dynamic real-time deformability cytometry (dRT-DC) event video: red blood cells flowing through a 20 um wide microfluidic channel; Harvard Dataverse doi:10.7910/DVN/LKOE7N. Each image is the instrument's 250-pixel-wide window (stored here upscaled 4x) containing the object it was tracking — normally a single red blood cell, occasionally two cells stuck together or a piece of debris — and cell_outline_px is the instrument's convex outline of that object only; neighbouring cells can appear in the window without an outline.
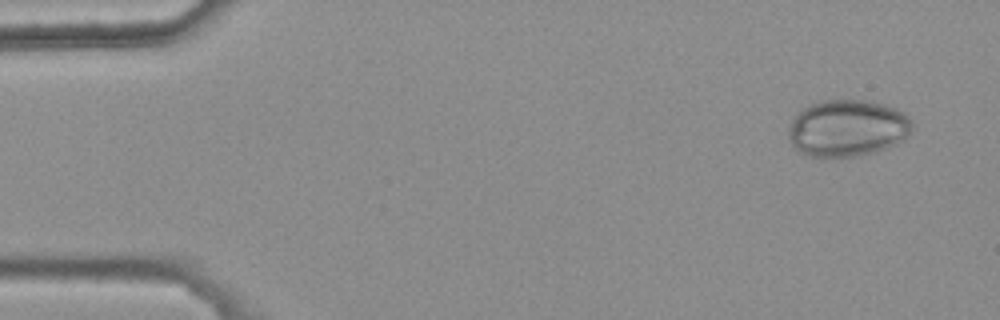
{"species": "common noctule bat (a hibernating species)", "species_latin": "Nyctalus noctula", "temperature_condition": "warm", "stored_images_in_passage": 8, "camera_frame_rate_fps": 3000, "um_per_image_px": 0.085, "animal": {"sex": "female", "body_mass_g": 25.1}, "frame": {"image": 1, "passage_image": 1, "time_ms": 0.0, "image_size_px": [1000, 320], "cell_outline_px": [[912, 128], [904, 140], [888, 148], [876, 152], [860, 156], [808, 156], [800, 152], [788, 140], [788, 128], [792, 120], [804, 108], [812, 104], [824, 100], [864, 100], [884, 104], [896, 108], [904, 112], [912, 120]], "centroid_in_image_um": [72.06, 10.9], "position_along_channel_um": 12.9, "area_um2": 41.04}}
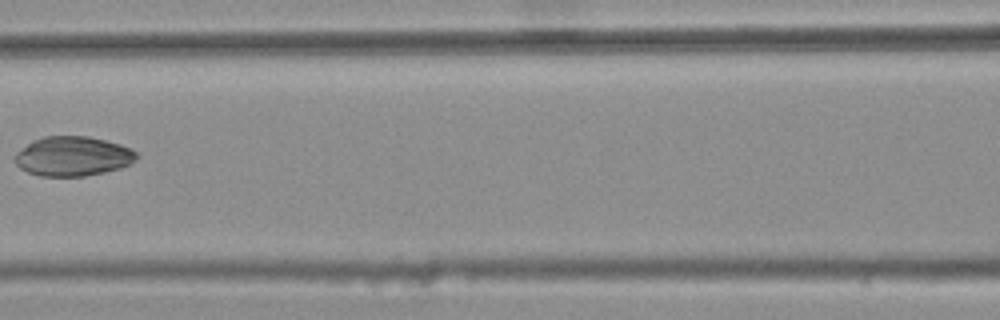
{"frame": {"image": 2, "passage_image": 7, "time_ms": 2.0, "image_size_px": [1000, 320], "cell_outline_px": [[140, 156], [128, 164], [120, 168], [104, 172], [84, 176], [40, 176], [28, 172], [20, 168], [16, 164], [16, 152], [32, 140], [44, 136], [88, 136], [120, 144], [132, 148]], "centroid_in_image_um": [6.19, 13.27], "position_along_channel_um": 160.4, "area_um2": 28.03}}
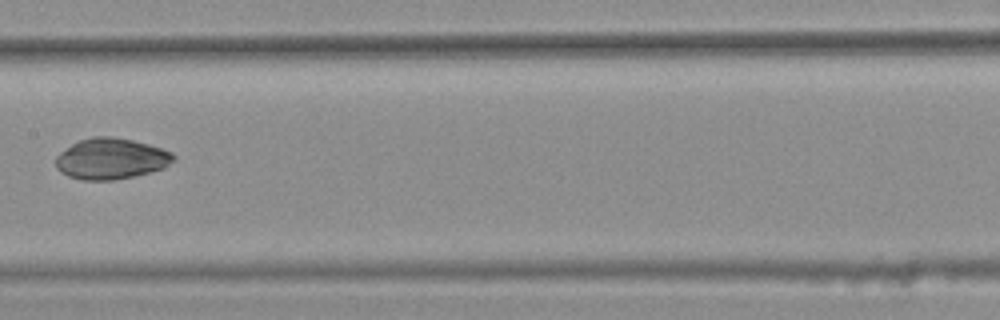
{"frame": {"image": 3, "passage_image": 8, "time_ms": 2.333, "image_size_px": [1000, 320], "cell_outline_px": [[176, 160], [164, 168], [132, 176], [112, 180], [84, 180], [68, 176], [60, 172], [56, 168], [56, 156], [60, 152], [72, 144], [80, 140], [92, 136], [112, 136], [132, 140], [148, 144], [172, 152], [176, 156]], "centroid_in_image_um": [9.44, 13.48], "position_along_channel_um": 198.0, "area_um2": 28.09}}